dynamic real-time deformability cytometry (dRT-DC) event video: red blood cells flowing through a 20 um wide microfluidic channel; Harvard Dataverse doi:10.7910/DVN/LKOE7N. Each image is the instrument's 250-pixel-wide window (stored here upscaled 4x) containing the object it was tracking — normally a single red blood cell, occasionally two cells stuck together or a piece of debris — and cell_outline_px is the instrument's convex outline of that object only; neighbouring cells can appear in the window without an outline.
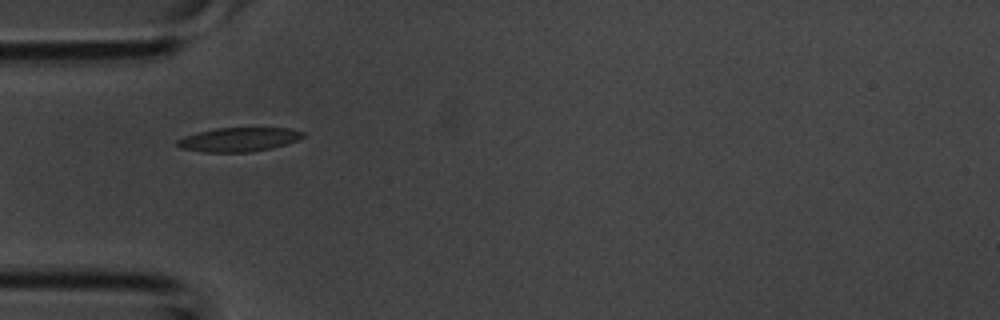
{"species": "common noctule bat (a hibernating species)", "species_latin": "Nyctalus noctula", "temperature_condition": "room temperature", "stored_images_in_passage": 2, "camera_frame_rate_fps": 3000, "um_per_image_px": 0.085, "animal": {"sex": "male", "body_mass_g": 20.1, "forearm_length_mm": 53.5}, "frame": {"image": 1, "passage_image": 2, "time_ms": 0.333, "image_size_px": [1000, 320], "cell_outline_px": [[304, 136], [296, 140], [272, 148], [248, 152], [204, 152], [180, 148], [176, 144], [176, 140], [184, 136], [196, 132], [216, 128], [288, 128], [304, 132]], "centroid_in_image_um": [20.24, 11.85], "position_along_channel_um": 64.8, "area_um2": 17.51}}